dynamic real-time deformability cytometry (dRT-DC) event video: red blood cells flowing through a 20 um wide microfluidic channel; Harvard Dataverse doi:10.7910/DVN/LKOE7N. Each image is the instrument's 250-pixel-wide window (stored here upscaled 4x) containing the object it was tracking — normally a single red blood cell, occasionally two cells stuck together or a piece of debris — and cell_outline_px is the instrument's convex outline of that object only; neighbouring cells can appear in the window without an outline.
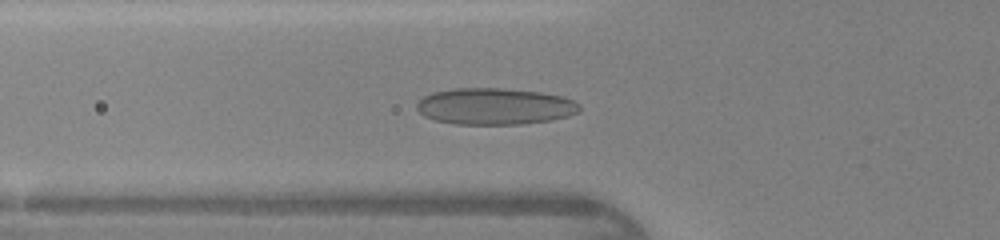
{"species": "human", "species_latin": "Homo sapiens", "temperature_condition": "warm", "stored_images_in_passage": 45, "camera_frame_rate_fps": 3000, "um_per_image_px": 0.085, "donor": {"sex": "female"}, "frame": {"image": 1, "passage_image": 17, "time_ms": 5.333, "image_size_px": [1000, 240], "cell_outline_px": [[580, 112], [568, 116], [552, 120], [520, 124], [456, 124], [436, 120], [424, 116], [416, 108], [416, 104], [424, 96], [432, 92], [456, 88], [504, 88], [540, 92], [564, 96], [580, 104]], "centroid_in_image_um": [42.08, 9.03], "position_along_channel_um": 83.7, "area_um2": 34.8}}
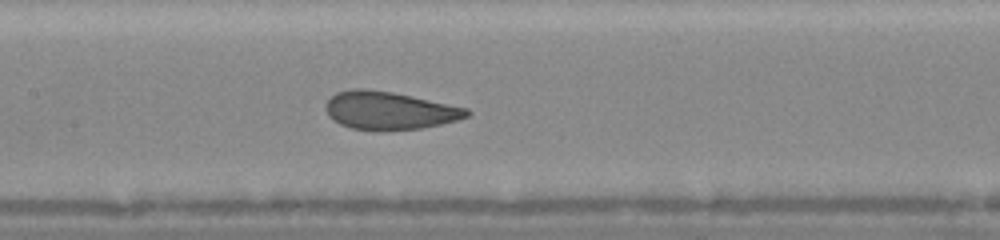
{"frame": {"image": 2, "passage_image": 23, "time_ms": 7.333, "image_size_px": [1000, 240], "cell_outline_px": [[472, 112], [468, 116], [460, 120], [420, 128], [352, 128], [340, 124], [332, 120], [328, 116], [324, 108], [324, 104], [336, 92], [352, 88], [364, 88], [392, 92], [412, 96], [468, 108]], "centroid_in_image_um": [33.08, 9.35], "position_along_channel_um": 174.3, "area_um2": 30.69}}
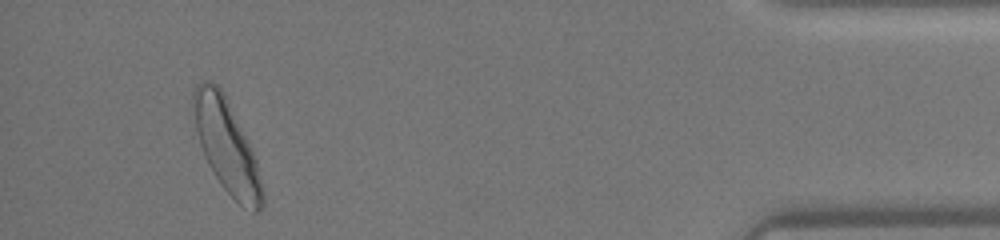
{"frame": {"image": 3, "passage_image": 43, "time_ms": 14.0, "image_size_px": [1000, 240], "cell_outline_px": [[264, 204], [260, 212], [252, 212], [240, 204], [224, 188], [208, 164], [204, 156], [200, 144], [196, 128], [192, 104], [192, 88], [196, 84], [204, 80], [208, 80], [216, 84], [224, 92], [252, 148], [256, 160], [264, 192]], "centroid_in_image_um": [19.27, 12.4], "position_along_channel_um": 415.9, "area_um2": 37.28}}